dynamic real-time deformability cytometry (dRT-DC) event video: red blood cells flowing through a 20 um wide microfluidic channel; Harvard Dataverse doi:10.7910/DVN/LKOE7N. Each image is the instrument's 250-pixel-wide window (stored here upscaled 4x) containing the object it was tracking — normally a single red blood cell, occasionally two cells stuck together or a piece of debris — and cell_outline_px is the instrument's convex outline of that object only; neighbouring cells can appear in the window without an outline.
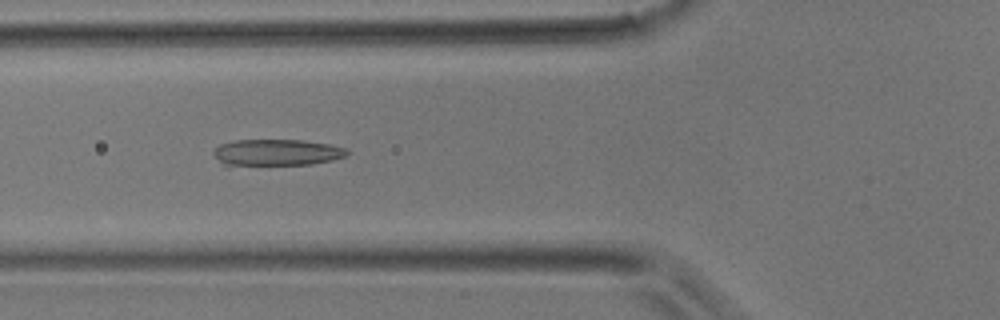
{"species": "common noctule bat (a hibernating species)", "species_latin": "Nyctalus noctula", "temperature_condition": "room temperature", "stored_images_in_passage": 5, "camera_frame_rate_fps": 3000, "um_per_image_px": 0.085, "animal": {"sex": "male", "body_mass_g": 17.9}, "frame": {"image": 1, "passage_image": 5, "time_ms": 1.333, "image_size_px": [1000, 320], "cell_outline_px": [[348, 156], [332, 160], [312, 164], [224, 168], [212, 152], [220, 144], [236, 140], [300, 140], [328, 144], [348, 148]], "centroid_in_image_um": [23.44, 13.01], "position_along_channel_um": 102.4, "area_um2": 21.56}}